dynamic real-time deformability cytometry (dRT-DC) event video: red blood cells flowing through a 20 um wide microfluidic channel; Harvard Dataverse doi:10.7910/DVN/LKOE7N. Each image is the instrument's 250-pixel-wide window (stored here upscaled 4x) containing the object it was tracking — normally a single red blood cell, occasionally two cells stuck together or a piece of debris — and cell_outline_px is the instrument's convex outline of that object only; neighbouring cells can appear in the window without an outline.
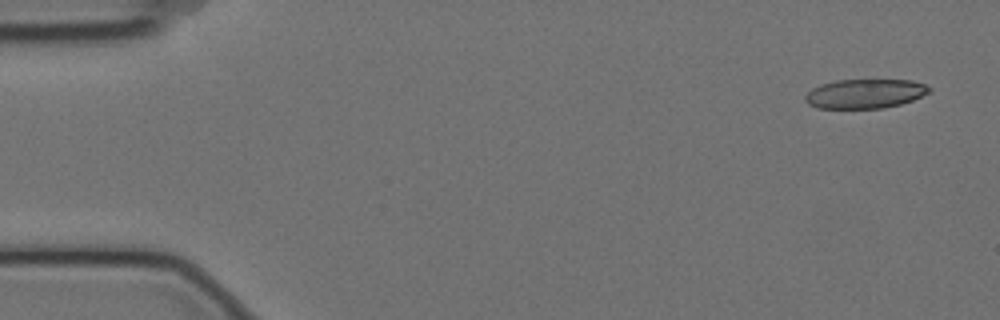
{"species": "Egyptian fruit bat (a non-hibernating species)", "species_latin": "Rousettus aegyptiacus", "temperature_condition": "cold", "stored_images_in_passage": 5, "camera_frame_rate_fps": 3000, "um_per_image_px": 0.085, "animal": {"sex": "female"}, "frame": {"image": 1, "passage_image": 1, "time_ms": 0.0, "image_size_px": [1000, 320], "cell_outline_px": [[932, 88], [928, 92], [912, 100], [900, 104], [884, 108], [816, 108], [808, 104], [804, 100], [804, 96], [812, 88], [820, 84], [836, 80], [912, 80], [924, 84]], "centroid_in_image_um": [73.48, 7.96], "position_along_channel_um": 11.5, "area_um2": 21.15}}
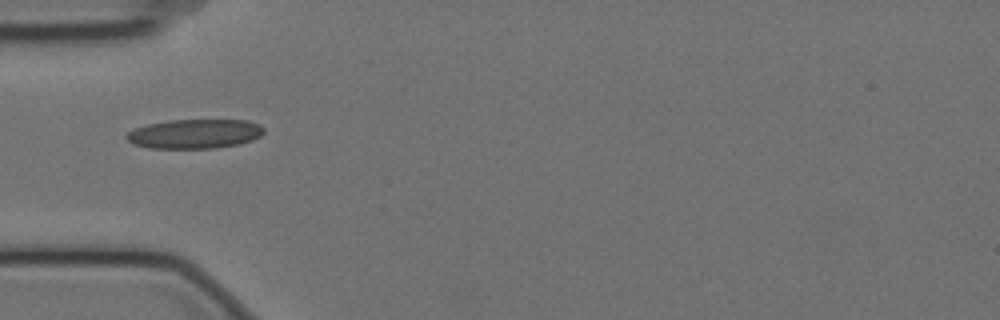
{"frame": {"image": 2, "passage_image": 5, "time_ms": 1.333, "image_size_px": [1000, 320], "cell_outline_px": [[264, 132], [260, 136], [252, 140], [240, 144], [216, 148], [152, 148], [136, 144], [128, 140], [124, 136], [128, 132], [136, 128], [148, 124], [168, 120], [248, 120], [260, 124], [264, 128]], "centroid_in_image_um": [16.6, 11.37], "position_along_channel_um": 68.4, "area_um2": 23.47}}